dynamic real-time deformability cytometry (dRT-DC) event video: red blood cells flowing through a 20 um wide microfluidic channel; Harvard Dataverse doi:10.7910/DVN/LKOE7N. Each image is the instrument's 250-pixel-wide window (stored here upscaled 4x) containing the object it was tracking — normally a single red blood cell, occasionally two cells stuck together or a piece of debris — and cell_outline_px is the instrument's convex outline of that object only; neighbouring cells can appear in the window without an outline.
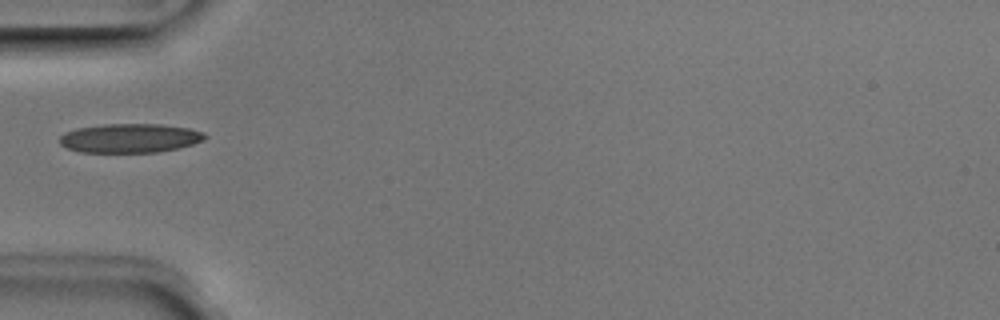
{"species": "Egyptian fruit bat (a non-hibernating species)", "species_latin": "Rousettus aegyptiacus", "temperature_condition": "room temperature", "stored_images_in_passage": 35, "camera_frame_rate_fps": 3000, "um_per_image_px": 0.085, "animal": {"sex": "male"}, "frame": {"image": 1, "passage_image": 1, "time_ms": 0.0, "image_size_px": [1000, 320], "cell_outline_px": [[208, 136], [204, 140], [192, 144], [176, 148], [156, 152], [80, 152], [68, 148], [60, 144], [60, 136], [64, 132], [76, 128], [104, 124], [160, 124], [188, 128], [204, 132]], "centroid_in_image_um": [11.03, 11.73], "position_along_channel_um": 74.0, "area_um2": 24.57}}
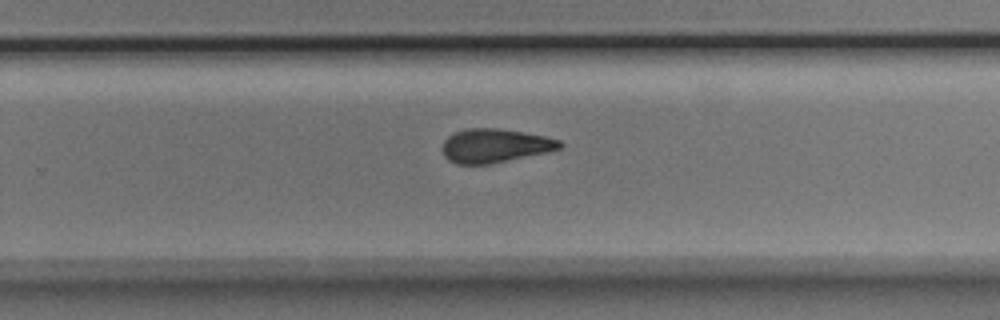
{"frame": {"image": 2, "passage_image": 17, "time_ms": 5.333, "image_size_px": [1000, 320], "cell_outline_px": [[564, 144], [560, 148], [548, 152], [488, 164], [456, 164], [448, 160], [444, 156], [444, 140], [448, 136], [456, 132], [468, 128], [496, 128], [524, 132], [544, 136], [560, 140]], "centroid_in_image_um": [42.08, 12.38], "position_along_channel_um": 287.7, "area_um2": 22.95}}
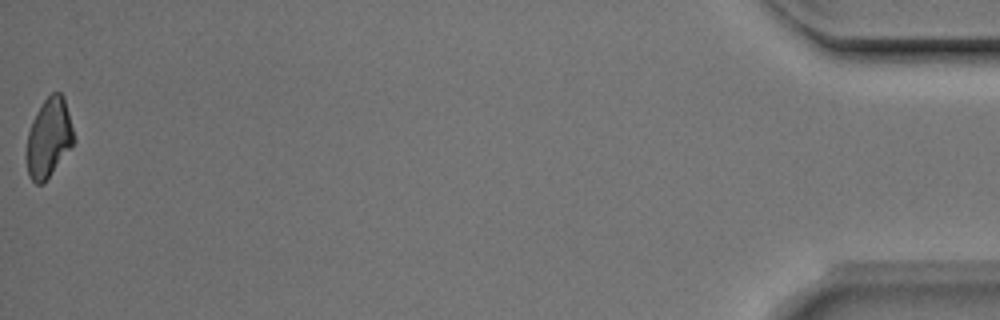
{"frame": {"image": 3, "passage_image": 35, "time_ms": 11.333, "image_size_px": [1000, 320], "cell_outline_px": [[76, 140], [44, 184], [36, 184], [28, 176], [24, 156], [28, 132], [32, 120], [44, 100], [52, 92], [60, 92], [64, 96]], "centroid_in_image_um": [4.12, 11.75], "position_along_channel_um": 431.1, "area_um2": 22.14}}